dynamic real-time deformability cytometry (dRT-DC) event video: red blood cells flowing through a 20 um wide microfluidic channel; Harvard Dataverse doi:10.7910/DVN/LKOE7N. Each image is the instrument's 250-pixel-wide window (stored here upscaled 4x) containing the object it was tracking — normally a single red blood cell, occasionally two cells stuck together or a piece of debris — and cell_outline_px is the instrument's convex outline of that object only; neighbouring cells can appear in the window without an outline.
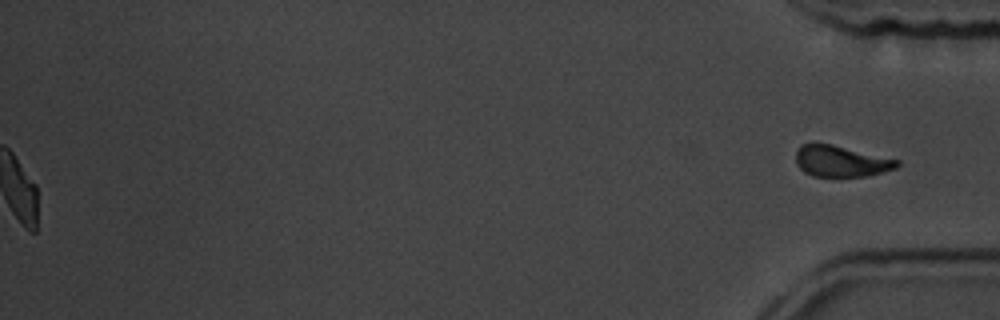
{"species": "common noctule bat (a hibernating species)", "species_latin": "Nyctalus noctula", "temperature_condition": "room temperature", "stored_images_in_passage": 57, "segment_of_instrument_passage": [2, 2], "camera_frame_rate_fps": 3000, "um_per_image_px": 0.085, "animal": {"sex": "male", "body_mass_g": 19.5, "forearm_length_mm": 54.6}, "frame": {"image": 1, "passage_image": 57, "time_ms": 18.667, "image_size_px": [1000, 320], "cell_outline_px": [[900, 164], [896, 168], [864, 176], [812, 176], [804, 172], [796, 164], [796, 148], [800, 144], [832, 144], [900, 160]], "centroid_in_image_um": [71.46, 13.69], "position_along_channel_um": 363.7, "area_um2": 18.26}}